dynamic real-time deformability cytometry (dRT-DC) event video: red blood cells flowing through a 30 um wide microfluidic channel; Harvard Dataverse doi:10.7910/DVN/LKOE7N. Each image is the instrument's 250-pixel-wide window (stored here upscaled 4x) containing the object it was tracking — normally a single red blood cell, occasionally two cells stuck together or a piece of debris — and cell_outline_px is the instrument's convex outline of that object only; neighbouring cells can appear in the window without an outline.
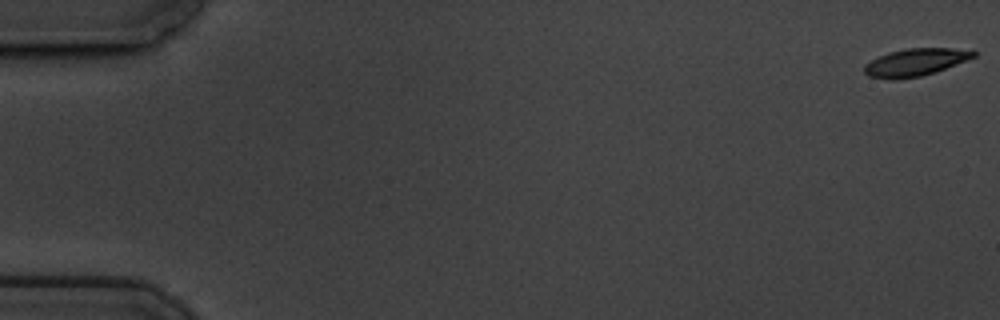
{"species": "common noctule bat (a hibernating species)", "species_latin": "Nyctalus noctula", "temperature_condition": "cold", "stored_images_in_passage": 16, "camera_frame_rate_fps": 3000, "um_per_image_px": 0.085, "animal": {"sex": "male", "body_mass_g": 19.5, "forearm_length_mm": 54.6}, "frame": {"image": 1, "passage_image": 1, "time_ms": 0.0, "image_size_px": [1000, 320], "cell_outline_px": [[976, 56], [944, 68], [920, 76], [868, 76], [864, 72], [864, 64], [888, 52], [908, 48], [972, 48], [976, 52]], "centroid_in_image_um": [77.89, 5.21], "position_along_channel_um": 7.1, "area_um2": 16.59}}
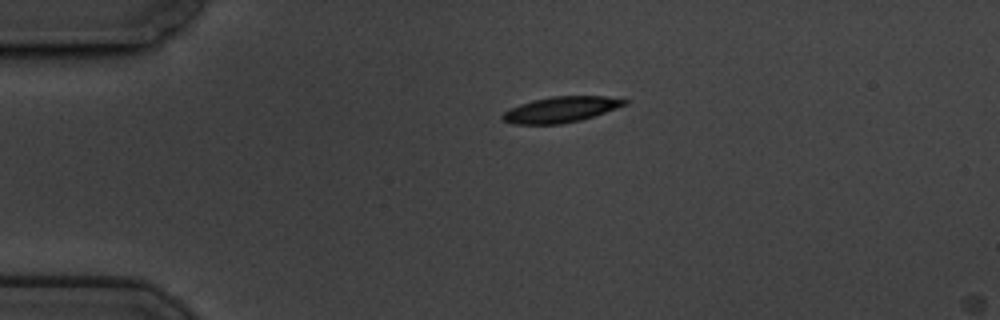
{"frame": {"image": 2, "passage_image": 14, "time_ms": 4.333, "image_size_px": [1000, 320], "cell_outline_px": [[628, 104], [580, 120], [560, 124], [512, 124], [504, 120], [500, 116], [508, 108], [532, 100], [552, 96], [604, 96], [628, 100]], "centroid_in_image_um": [47.63, 9.3], "position_along_channel_um": 37.4, "area_um2": 18.21}}